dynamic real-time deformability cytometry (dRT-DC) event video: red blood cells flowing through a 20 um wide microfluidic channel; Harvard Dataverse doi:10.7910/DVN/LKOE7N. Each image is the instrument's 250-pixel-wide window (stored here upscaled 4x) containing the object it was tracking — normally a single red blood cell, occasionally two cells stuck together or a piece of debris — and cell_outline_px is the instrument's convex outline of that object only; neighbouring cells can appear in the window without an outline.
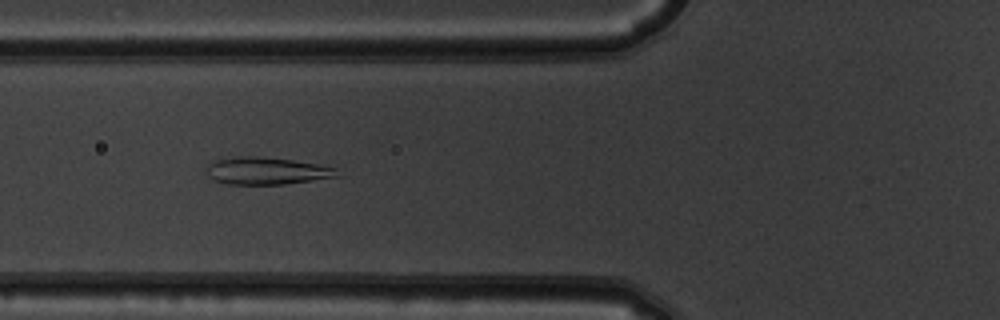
{"species": "common noctule bat (a hibernating species)", "species_latin": "Nyctalus noctula", "temperature_condition": "warm", "stored_images_in_passage": 52, "camera_frame_rate_fps": 3000, "um_per_image_px": 0.085, "animal": {"sex": "male", "body_mass_g": 19.5, "forearm_length_mm": 54.6}, "frame": {"image": 1, "passage_image": 20, "time_ms": 6.333, "image_size_px": [1000, 320], "cell_outline_px": [[340, 176], [284, 184], [228, 184], [212, 180], [204, 172], [204, 168], [212, 160], [232, 156], [260, 156], [292, 160], [316, 164], [336, 168]], "centroid_in_image_um": [22.55, 14.51], "position_along_channel_um": 103.2, "area_um2": 21.04}}
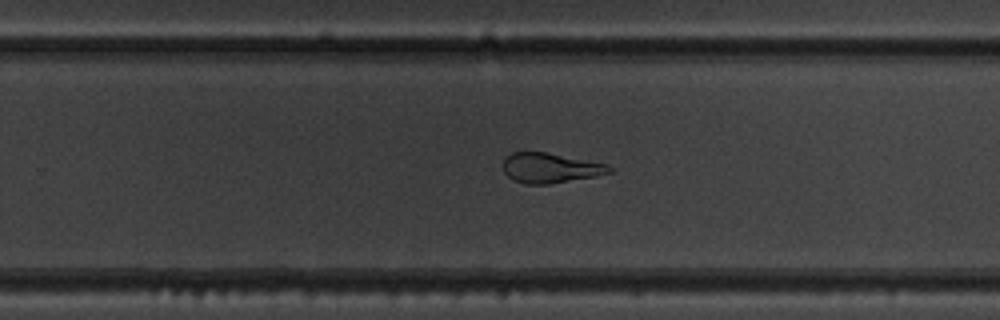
{"frame": {"image": 2, "passage_image": 34, "time_ms": 11.0, "image_size_px": [1000, 320], "cell_outline_px": [[612, 172], [596, 176], [548, 184], [524, 184], [512, 180], [504, 172], [504, 160], [512, 152], [548, 152], [608, 164], [612, 168]], "centroid_in_image_um": [46.78, 14.27], "position_along_channel_um": 283.0, "area_um2": 18.55}}
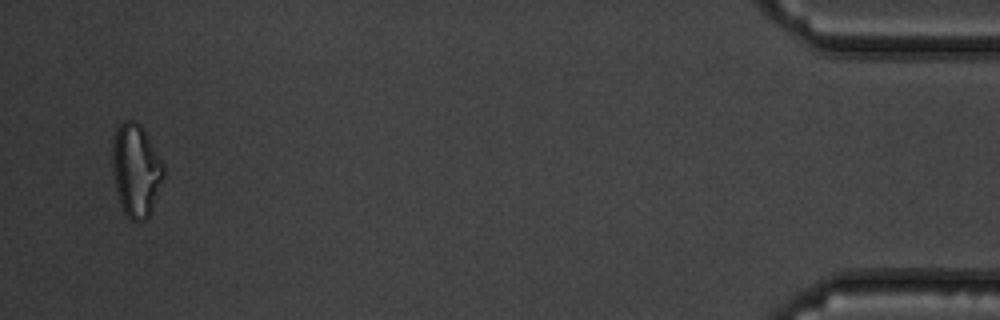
{"frame": {"image": 3, "passage_image": 51, "time_ms": 16.667, "image_size_px": [1000, 320], "cell_outline_px": [[164, 176], [148, 220], [132, 220], [124, 212], [120, 204], [116, 188], [112, 168], [112, 144], [116, 128], [124, 120], [136, 120], [144, 128], [164, 164]], "centroid_in_image_um": [11.56, 14.44], "position_along_channel_um": 423.6, "area_um2": 27.86}, "authors_computed_cell_mechanics": {"area_um2": 24.276, "velocity_mm_per_s": 3.8675, "shape_relaxation_time_tau1_ms": null, "shape_relaxation_time_tau2_ms": 1.3252, "deformation_change_tau1": null, "deformation_change_tau2": 0.0913}}